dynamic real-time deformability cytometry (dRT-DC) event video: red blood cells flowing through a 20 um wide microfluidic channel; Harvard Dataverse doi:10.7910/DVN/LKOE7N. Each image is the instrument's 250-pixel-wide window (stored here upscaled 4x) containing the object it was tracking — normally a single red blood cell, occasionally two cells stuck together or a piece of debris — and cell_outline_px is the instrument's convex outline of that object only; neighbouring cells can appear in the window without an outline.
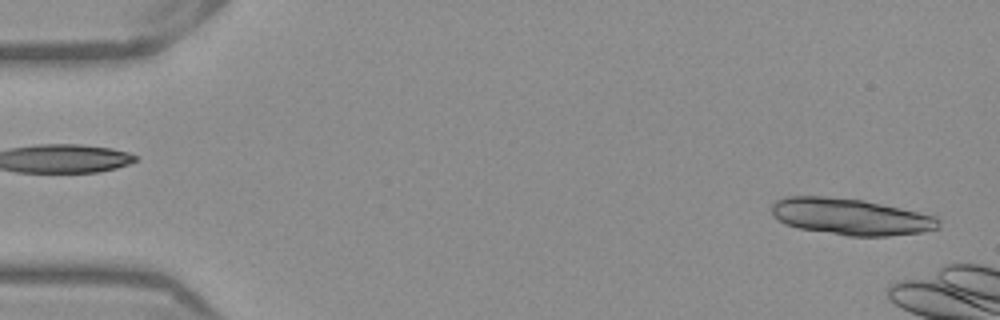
{"species": "Egyptian fruit bat (a non-hibernating species)", "species_latin": "Rousettus aegyptiacus", "temperature_condition": "warm", "stored_images_in_passage": 6, "camera_frame_rate_fps": 3000, "um_per_image_px": 0.085, "frame": {"image": 1, "passage_image": 1, "time_ms": 0.0, "image_size_px": [1000, 320], "cell_outline_px": [[940, 228], [920, 232], [888, 236], [848, 236], [796, 228], [784, 224], [772, 216], [772, 204], [776, 200], [784, 196], [824, 196], [864, 200], [936, 216], [940, 220]], "centroid_in_image_um": [72.26, 18.42], "position_along_channel_um": 12.7, "area_um2": 35.72}}